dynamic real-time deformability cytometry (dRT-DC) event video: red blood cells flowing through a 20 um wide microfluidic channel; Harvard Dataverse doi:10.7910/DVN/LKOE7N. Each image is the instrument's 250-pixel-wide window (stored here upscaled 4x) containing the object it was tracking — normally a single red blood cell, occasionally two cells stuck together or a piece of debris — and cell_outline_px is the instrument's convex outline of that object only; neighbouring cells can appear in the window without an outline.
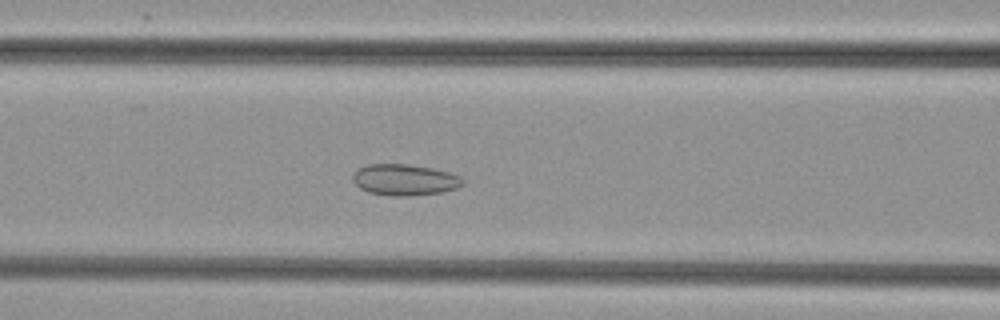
{"species": "common noctule bat (a hibernating species)", "species_latin": "Nyctalus noctula", "temperature_condition": "cold", "stored_images_in_passage": 43, "camera_frame_rate_fps": 3000, "um_per_image_px": 0.085, "animal": {"sex": "female", "body_mass_g": 29.2, "forearm_length_mm": 56.3}, "frame": {"image": 1, "passage_image": 12, "time_ms": 3.667, "image_size_px": [1000, 320], "cell_outline_px": [[464, 184], [456, 188], [444, 192], [408, 196], [392, 196], [368, 192], [360, 188], [352, 180], [352, 176], [360, 168], [368, 164], [408, 164], [432, 168], [452, 172], [460, 176], [464, 180]], "centroid_in_image_um": [34.43, 15.28], "position_along_channel_um": 132.2, "area_um2": 20.11}}
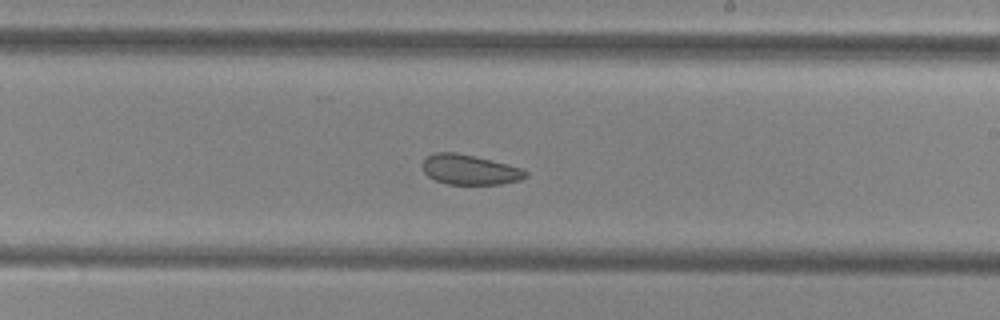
{"frame": {"image": 2, "passage_image": 21, "time_ms": 6.667, "image_size_px": [1000, 320], "cell_outline_px": [[528, 176], [520, 180], [500, 184], [448, 184], [436, 180], [428, 176], [424, 172], [420, 164], [428, 156], [436, 152], [456, 152], [508, 164], [520, 168], [528, 172]], "centroid_in_image_um": [39.91, 14.42], "position_along_channel_um": 249.1, "area_um2": 17.98}}
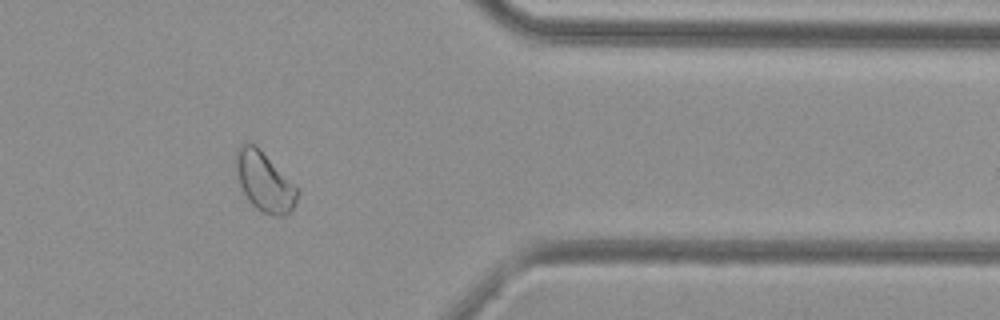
{"frame": {"image": 3, "passage_image": 33, "time_ms": 10.667, "image_size_px": [1000, 320], "cell_outline_px": [[300, 192], [296, 204], [284, 216], [276, 216], [264, 212], [256, 208], [248, 200], [240, 184], [232, 164], [236, 148], [244, 140], [256, 144], [300, 188]], "centroid_in_image_um": [22.45, 15.36], "position_along_channel_um": 388.9, "area_um2": 22.14}}